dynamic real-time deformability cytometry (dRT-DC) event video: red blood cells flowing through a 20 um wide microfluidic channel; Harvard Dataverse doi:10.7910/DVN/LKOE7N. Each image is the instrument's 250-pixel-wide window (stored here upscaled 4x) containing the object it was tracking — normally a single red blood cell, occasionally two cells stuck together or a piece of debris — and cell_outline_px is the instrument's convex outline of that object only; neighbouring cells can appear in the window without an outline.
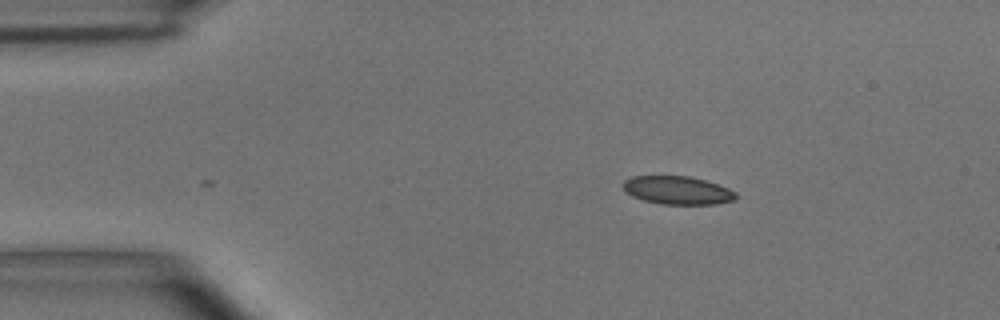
{"species": "common noctule bat (a hibernating species)", "species_latin": "Nyctalus noctula", "temperature_condition": "room temperature", "stored_images_in_passage": 5, "camera_frame_rate_fps": 3000, "um_per_image_px": 0.085, "animal": {"sex": "male", "body_mass_g": 15.6}, "frame": {"image": 1, "passage_image": 5, "time_ms": 1.333, "image_size_px": [1000, 320], "cell_outline_px": [[736, 200], [716, 204], [660, 204], [644, 200], [632, 196], [624, 188], [624, 180], [632, 176], [688, 176], [704, 180], [728, 188], [736, 192]], "centroid_in_image_um": [57.61, 16.18], "position_along_channel_um": 27.4, "area_um2": 18.38}}